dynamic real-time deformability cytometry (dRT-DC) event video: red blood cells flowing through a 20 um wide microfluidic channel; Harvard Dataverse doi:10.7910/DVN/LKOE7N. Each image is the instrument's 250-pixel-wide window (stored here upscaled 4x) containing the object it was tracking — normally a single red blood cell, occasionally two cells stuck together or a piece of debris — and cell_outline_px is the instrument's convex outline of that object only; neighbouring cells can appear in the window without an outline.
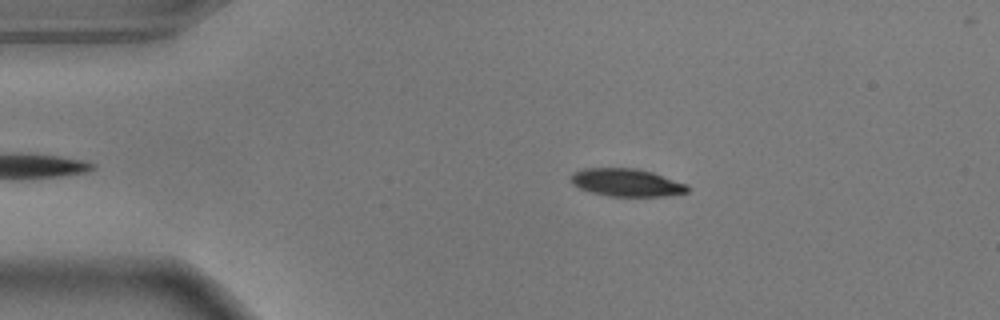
{"species": "common noctule bat (a hibernating species)", "species_latin": "Nyctalus noctula", "temperature_condition": "warm", "stored_images_in_passage": 42, "camera_frame_rate_fps": 3000, "um_per_image_px": 0.085, "animal": {"sex": "male", "body_mass_g": 17.9}, "frame": {"image": 1, "passage_image": 4, "time_ms": 1.0, "image_size_px": [1000, 320], "cell_outline_px": [[688, 192], [664, 196], [608, 196], [592, 192], [580, 188], [572, 184], [572, 176], [576, 172], [584, 168], [636, 168], [652, 172], [688, 184]], "centroid_in_image_um": [53.29, 15.52], "position_along_channel_um": 31.7, "area_um2": 18.67}}
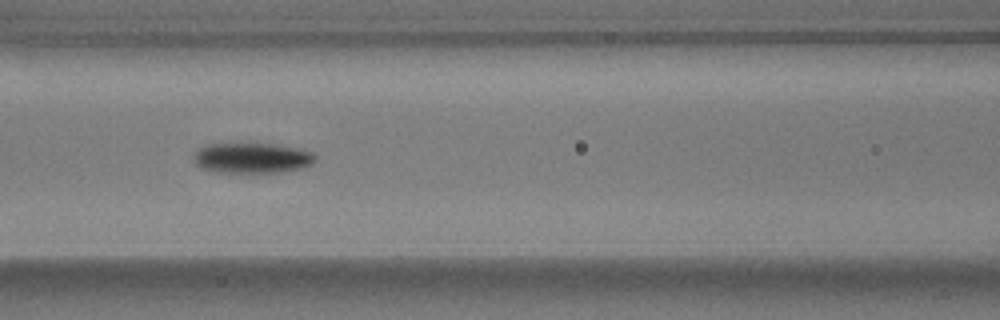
{"frame": {"image": 2, "passage_image": 17, "time_ms": 5.333, "image_size_px": [1000, 320], "cell_outline_px": [[316, 160], [312, 164], [280, 172], [212, 172], [200, 168], [196, 164], [196, 152], [204, 144], [276, 144], [312, 152], [316, 156]], "centroid_in_image_um": [21.4, 13.43], "position_along_channel_um": 145.2, "area_um2": 21.15}}
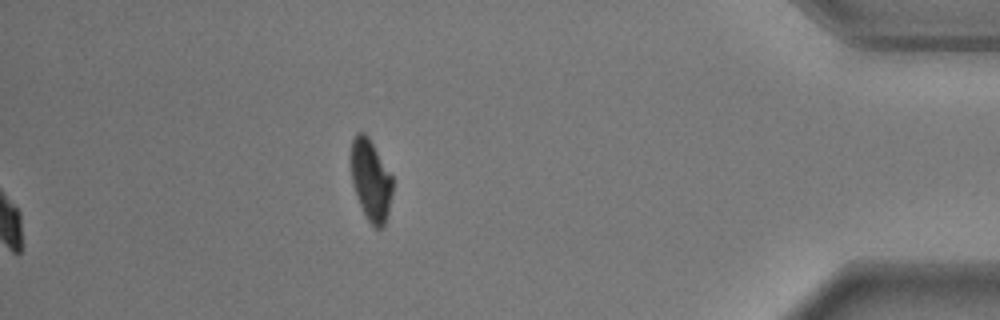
{"frame": {"image": 3, "passage_image": 42, "time_ms": 13.667, "image_size_px": [1000, 320], "cell_outline_px": [[392, 192], [388, 212], [384, 224], [380, 228], [376, 228], [368, 220], [360, 204], [352, 184], [352, 136], [356, 132], [364, 132], [368, 136], [392, 176]], "centroid_in_image_um": [31.52, 15.28], "position_along_channel_um": 403.7, "area_um2": 19.25}, "authors_computed_cell_mechanics": {"area_um2": 20.4323, "velocity_mm_per_s": 3.6614, "shape_relaxation_time_tau1_ms": 3.1437, "shape_relaxation_time_tau2_ms": 1.9946, "deformation_change_tau1": 0.1875, "deformation_change_tau2": 0.0606}}